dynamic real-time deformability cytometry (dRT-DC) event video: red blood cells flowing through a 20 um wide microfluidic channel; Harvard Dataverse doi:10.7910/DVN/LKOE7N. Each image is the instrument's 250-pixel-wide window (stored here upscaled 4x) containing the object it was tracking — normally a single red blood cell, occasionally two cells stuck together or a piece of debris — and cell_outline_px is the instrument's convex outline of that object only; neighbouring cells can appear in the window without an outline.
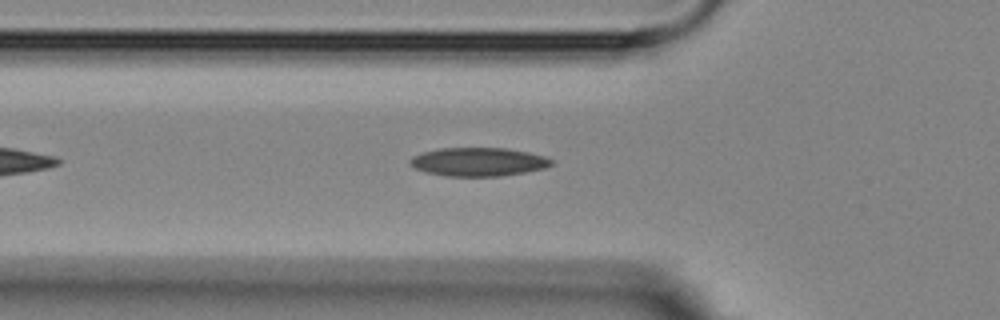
{"species": "Egyptian fruit bat (a non-hibernating species)", "species_latin": "Rousettus aegyptiacus", "temperature_condition": "room temperature", "stored_images_in_passage": 3, "camera_frame_rate_fps": 3000, "um_per_image_px": 0.085, "animal": {"sex": "female"}, "frame": {"image": 1, "passage_image": 3, "time_ms": 2.333, "image_size_px": [1000, 320], "cell_outline_px": [[552, 164], [544, 168], [524, 172], [500, 176], [444, 176], [428, 172], [416, 168], [408, 164], [408, 160], [412, 156], [424, 152], [440, 148], [504, 148], [528, 152], [544, 156], [552, 160]], "centroid_in_image_um": [40.63, 13.75], "position_along_channel_um": 85.2, "area_um2": 23.35}}